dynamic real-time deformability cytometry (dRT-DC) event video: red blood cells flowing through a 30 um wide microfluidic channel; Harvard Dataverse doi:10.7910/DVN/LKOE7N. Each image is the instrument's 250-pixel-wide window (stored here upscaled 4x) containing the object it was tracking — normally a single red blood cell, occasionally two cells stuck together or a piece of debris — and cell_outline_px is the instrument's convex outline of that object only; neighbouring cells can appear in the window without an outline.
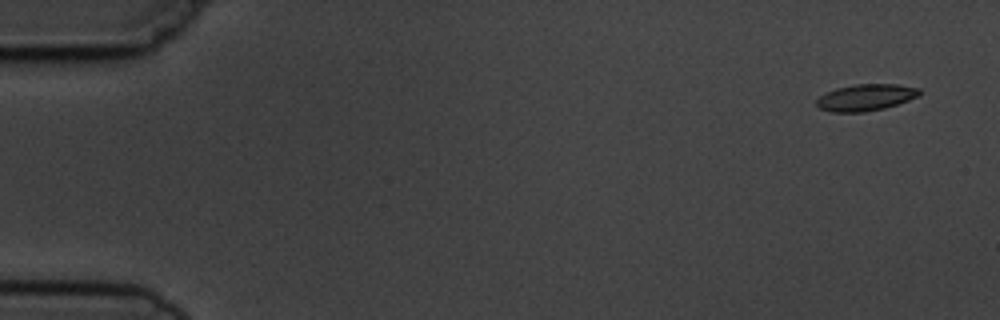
{"species": "common noctule bat (a hibernating species)", "species_latin": "Nyctalus noctula", "temperature_condition": "cold", "stored_images_in_passage": 7, "camera_frame_rate_fps": 3000, "um_per_image_px": 0.085, "animal": {"sex": "male", "body_mass_g": 19.5, "forearm_length_mm": 54.6}, "frame": {"image": 1, "passage_image": 1, "time_ms": 0.0, "image_size_px": [1000, 320], "cell_outline_px": [[920, 96], [884, 108], [864, 112], [832, 112], [820, 108], [816, 104], [816, 100], [820, 96], [836, 88], [856, 84], [896, 84], [920, 88]], "centroid_in_image_um": [73.6, 8.28], "position_along_channel_um": 11.4, "area_um2": 15.84}}
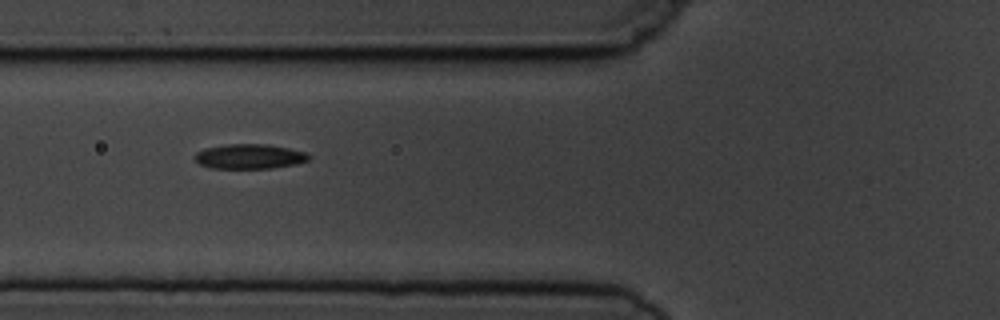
{"frame": {"image": 2, "passage_image": 6, "time_ms": 6.0, "image_size_px": [1000, 320], "cell_outline_px": [[312, 156], [308, 160], [296, 164], [272, 168], [212, 168], [200, 164], [192, 156], [196, 152], [204, 148], [228, 144], [268, 144], [288, 148], [304, 152]], "centroid_in_image_um": [21.19, 13.29], "position_along_channel_um": 104.6, "area_um2": 16.47}}
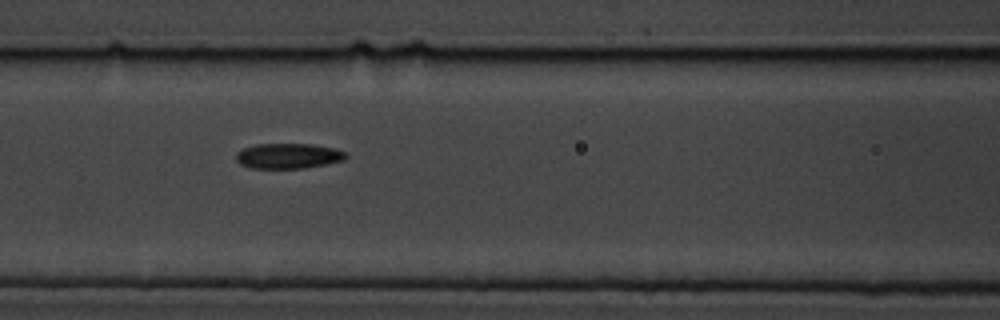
{"frame": {"image": 3, "passage_image": 7, "time_ms": 7.0, "image_size_px": [1000, 320], "cell_outline_px": [[348, 156], [344, 160], [304, 168], [248, 168], [240, 164], [236, 160], [236, 152], [244, 148], [256, 144], [312, 144], [336, 148], [344, 152]], "centroid_in_image_um": [24.48, 13.25], "position_along_channel_um": 142.1, "area_um2": 16.18}}